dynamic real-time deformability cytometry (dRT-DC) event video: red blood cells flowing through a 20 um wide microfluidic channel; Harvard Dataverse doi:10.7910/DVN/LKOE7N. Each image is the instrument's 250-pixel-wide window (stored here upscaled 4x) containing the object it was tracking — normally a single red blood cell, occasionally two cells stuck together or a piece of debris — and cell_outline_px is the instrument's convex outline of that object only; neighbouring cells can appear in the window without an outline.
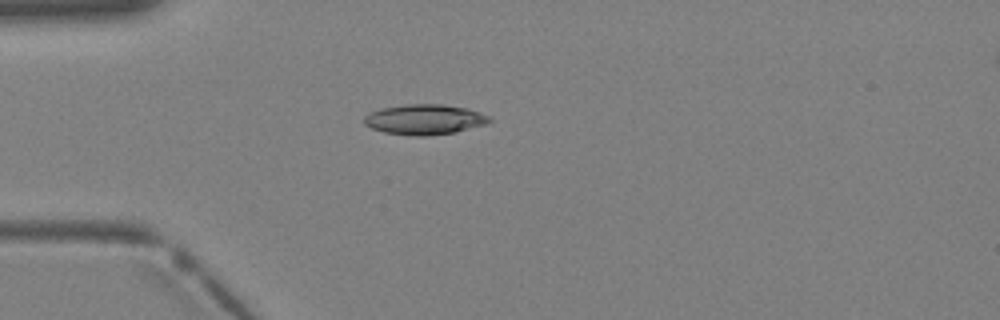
{"species": "Egyptian fruit bat (a non-hibernating species)", "species_latin": "Rousettus aegyptiacus", "temperature_condition": "warm", "stored_images_in_passage": 2, "camera_frame_rate_fps": 3000, "um_per_image_px": 0.085, "animal": {"sex": "female"}, "frame": {"image": 1, "passage_image": 1, "time_ms": 0.0, "image_size_px": [1000, 320], "cell_outline_px": [[492, 120], [488, 124], [456, 132], [424, 136], [416, 136], [384, 132], [372, 128], [364, 124], [364, 116], [368, 112], [380, 108], [404, 104], [440, 104], [468, 108], [480, 112], [488, 116]], "centroid_in_image_um": [36.09, 10.15], "position_along_channel_um": 48.9, "area_um2": 22.25}}